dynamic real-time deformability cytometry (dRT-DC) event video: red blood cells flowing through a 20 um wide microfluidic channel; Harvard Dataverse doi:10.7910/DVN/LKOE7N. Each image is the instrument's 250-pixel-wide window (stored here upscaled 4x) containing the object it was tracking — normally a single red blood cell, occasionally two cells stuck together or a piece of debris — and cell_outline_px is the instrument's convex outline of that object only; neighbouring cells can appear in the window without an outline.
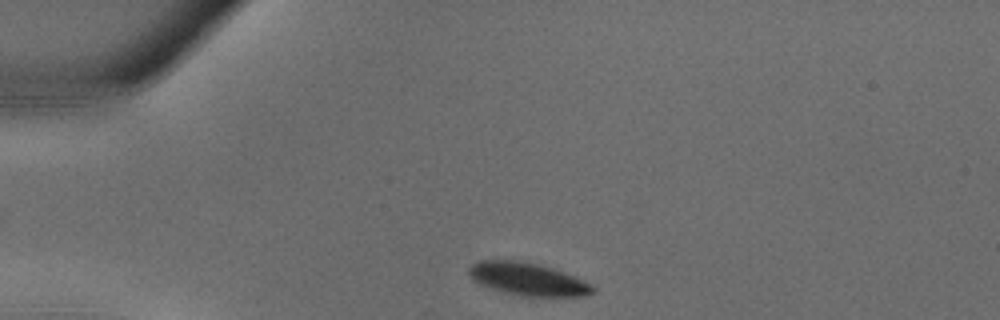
{"species": "common noctule bat (a hibernating species)", "species_latin": "Nyctalus noctula", "temperature_condition": "warm", "stored_images_in_passage": 25, "camera_frame_rate_fps": 3000, "um_per_image_px": 0.085, "animal": {"sex": "male", "body_mass_g": 18.8}, "frame": {"image": 1, "passage_image": 1, "time_ms": 0.0, "image_size_px": [1000, 320], "cell_outline_px": [[596, 292], [580, 296], [520, 296], [492, 288], [480, 284], [472, 280], [468, 272], [468, 268], [472, 264], [480, 260], [516, 260], [540, 264], [552, 268], [572, 276], [596, 288]], "centroid_in_image_um": [44.8, 23.71], "position_along_channel_um": 40.2, "area_um2": 23.29}}
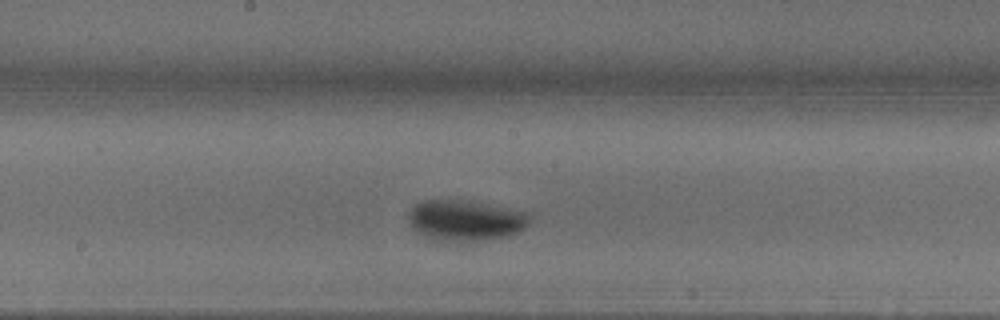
{"frame": {"image": 2, "passage_image": 12, "time_ms": 3.667, "image_size_px": [1000, 320], "cell_outline_px": [[528, 224], [520, 232], [508, 236], [456, 244], [440, 244], [424, 236], [412, 228], [408, 220], [408, 212], [416, 204], [424, 200], [468, 200], [528, 212]], "centroid_in_image_um": [39.51, 18.78], "position_along_channel_um": 208.7, "area_um2": 29.59}}
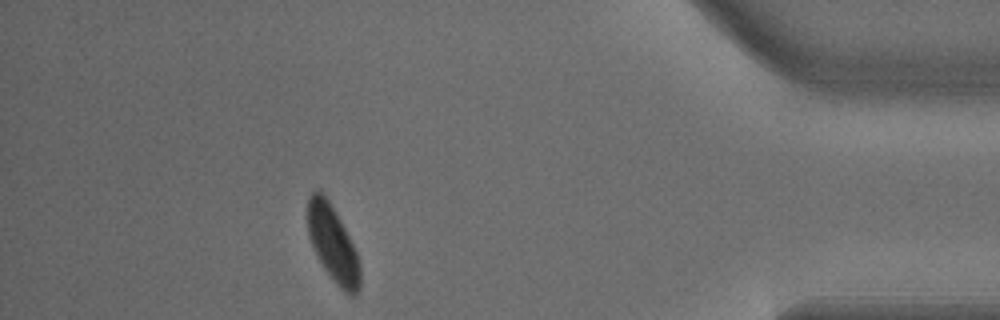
{"frame": {"image": 3, "passage_image": 25, "time_ms": 8.0, "image_size_px": [1000, 320], "cell_outline_px": [[360, 288], [352, 296], [344, 292], [340, 288], [324, 268], [308, 236], [308, 196], [312, 192], [320, 192], [328, 200], [340, 220], [356, 252], [360, 268]], "centroid_in_image_um": [28.29, 20.75], "position_along_channel_um": 406.9, "area_um2": 22.48}}